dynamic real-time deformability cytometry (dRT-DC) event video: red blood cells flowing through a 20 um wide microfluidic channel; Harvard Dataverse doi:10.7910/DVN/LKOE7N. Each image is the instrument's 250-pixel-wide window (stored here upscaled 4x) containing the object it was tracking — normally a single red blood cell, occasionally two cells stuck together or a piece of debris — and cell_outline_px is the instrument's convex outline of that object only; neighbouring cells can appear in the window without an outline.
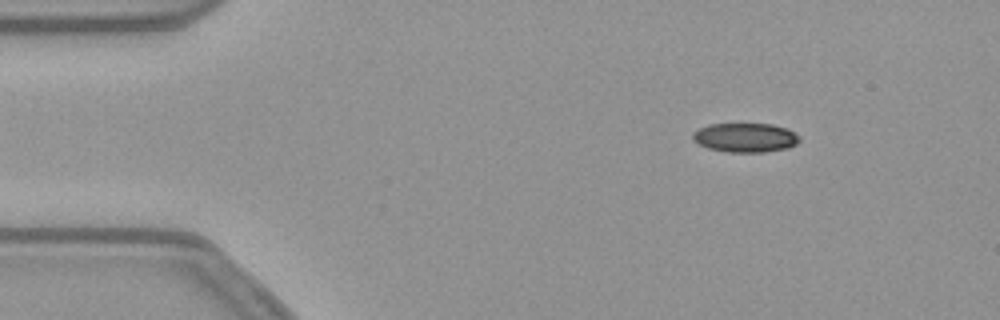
{"species": "common noctule bat (a hibernating species)", "species_latin": "Nyctalus noctula", "temperature_condition": "warm", "stored_images_in_passage": 50, "camera_frame_rate_fps": 3000, "um_per_image_px": 0.085, "animal": {"sex": "female", "body_mass_g": 21.9}, "frame": {"image": 1, "passage_image": 3, "time_ms": 0.667, "image_size_px": [1000, 320], "cell_outline_px": [[800, 140], [796, 144], [788, 148], [764, 152], [728, 152], [708, 148], [692, 140], [692, 132], [708, 124], [772, 124], [788, 128], [796, 132], [800, 136]], "centroid_in_image_um": [63.38, 11.69], "position_along_channel_um": 21.6, "area_um2": 18.32}}
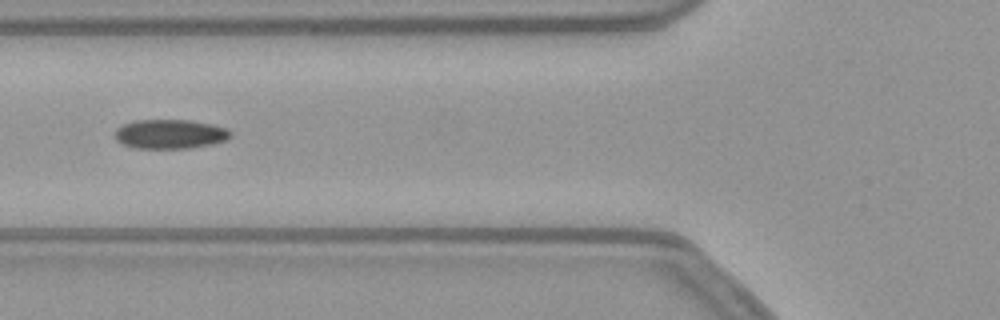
{"frame": {"image": 2, "passage_image": 16, "time_ms": 5.0, "image_size_px": [1000, 320], "cell_outline_px": [[232, 136], [228, 140], [212, 144], [192, 148], [132, 148], [120, 144], [116, 140], [116, 128], [132, 120], [188, 120], [212, 124], [228, 128], [232, 132]], "centroid_in_image_um": [14.48, 11.4], "position_along_channel_um": 111.3, "area_um2": 20.06}}
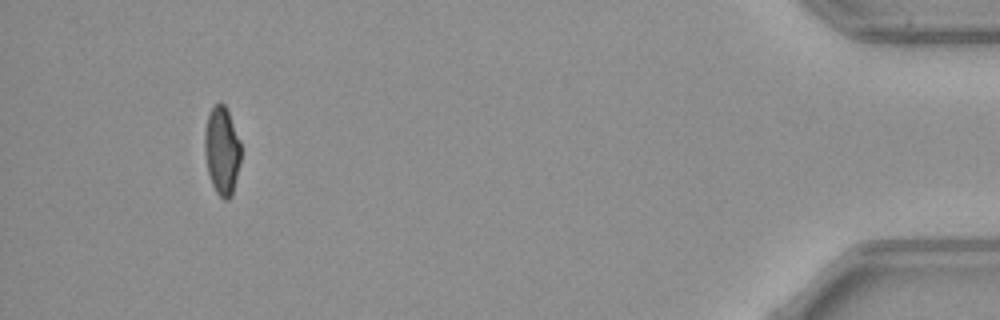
{"frame": {"image": 3, "passage_image": 46, "time_ms": 15.0, "image_size_px": [1000, 320], "cell_outline_px": [[240, 164], [232, 196], [228, 200], [224, 200], [216, 192], [212, 184], [208, 172], [204, 152], [204, 132], [208, 112], [216, 104], [224, 104], [228, 112], [240, 140]], "centroid_in_image_um": [18.85, 12.83], "position_along_channel_um": 416.3, "area_um2": 18.67}, "authors_computed_cell_mechanics": {"area_um2": 19.5653, "velocity_mm_per_s": 3.822, "shape_relaxation_time_tau1_ms": null, "shape_relaxation_time_tau2_ms": 2.6129, "deformation_change_tau1": null, "deformation_change_tau2": 0.0686}}